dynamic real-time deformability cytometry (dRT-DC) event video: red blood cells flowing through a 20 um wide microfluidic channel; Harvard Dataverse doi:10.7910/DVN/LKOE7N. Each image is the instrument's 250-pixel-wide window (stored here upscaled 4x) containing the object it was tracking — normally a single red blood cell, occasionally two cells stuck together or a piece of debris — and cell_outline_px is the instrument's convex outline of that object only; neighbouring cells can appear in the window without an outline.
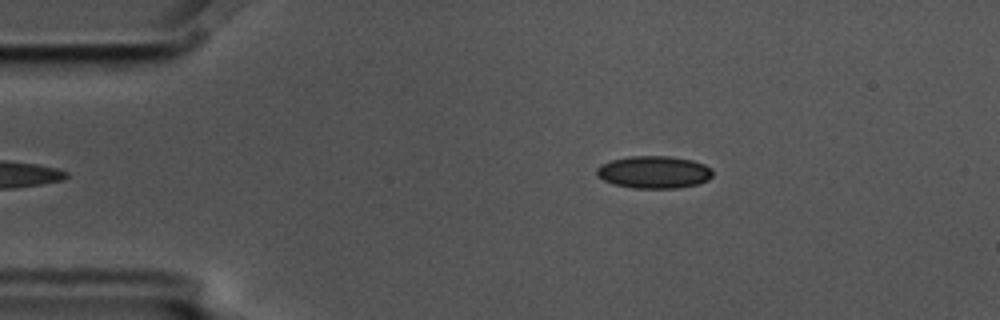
{"species": "common noctule bat (a hibernating species)", "species_latin": "Nyctalus noctula", "temperature_condition": "cold", "stored_images_in_passage": 5, "camera_frame_rate_fps": 3000, "um_per_image_px": 0.085, "animal": {"sex": "male", "body_mass_g": 17.5, "forearm_length_mm": 52.3}, "frame": {"image": 1, "passage_image": 5, "time_ms": 1.333, "image_size_px": [1000, 320], "cell_outline_px": [[712, 176], [708, 180], [700, 184], [676, 188], [632, 188], [612, 184], [596, 176], [596, 168], [600, 164], [612, 160], [628, 156], [668, 156], [692, 160], [704, 164], [712, 168]], "centroid_in_image_um": [55.57, 14.63], "position_along_channel_um": 29.4, "area_um2": 22.14}}